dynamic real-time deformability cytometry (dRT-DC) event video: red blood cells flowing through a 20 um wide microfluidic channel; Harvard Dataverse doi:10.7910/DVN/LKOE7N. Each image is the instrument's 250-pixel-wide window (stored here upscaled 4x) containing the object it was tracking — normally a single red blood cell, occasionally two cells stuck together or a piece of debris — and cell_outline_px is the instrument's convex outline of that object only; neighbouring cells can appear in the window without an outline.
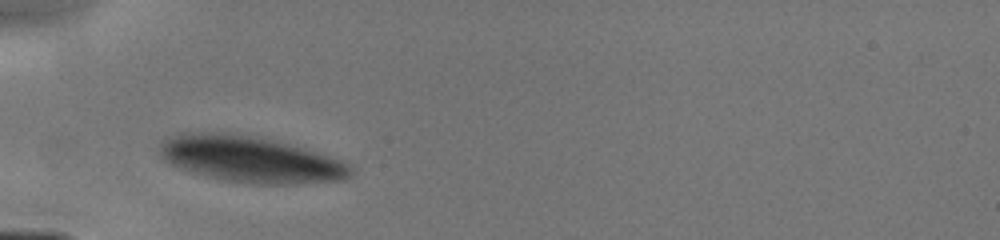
{"species": "human", "species_latin": "Homo sapiens", "temperature_condition": "cold", "stored_images_in_passage": 5, "camera_frame_rate_fps": 3000, "um_per_image_px": 0.085, "donor": {"sex": "male"}, "frame": {"image": 1, "passage_image": 1, "time_ms": 0.0, "image_size_px": [1000, 240], "cell_outline_px": [[352, 176], [344, 180], [296, 184], [256, 184], [224, 180], [204, 176], [180, 168], [164, 160], [160, 156], [160, 144], [164, 140], [180, 132], [228, 132], [252, 136], [272, 140], [304, 148], [352, 164]], "centroid_in_image_um": [21.29, 13.54], "position_along_channel_um": 63.7, "area_um2": 51.56}}
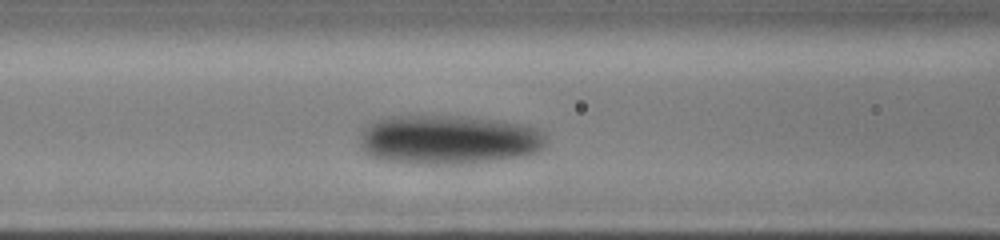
{"frame": {"image": 2, "passage_image": 3, "time_ms": 1.667, "image_size_px": [1000, 240], "cell_outline_px": [[544, 144], [536, 152], [524, 156], [496, 160], [464, 164], [408, 164], [380, 160], [364, 152], [360, 148], [360, 132], [364, 124], [384, 116], [460, 116], [496, 120], [520, 124], [536, 128], [544, 132]], "centroid_in_image_um": [38.01, 11.88], "position_along_channel_um": 128.6, "area_um2": 54.16}}